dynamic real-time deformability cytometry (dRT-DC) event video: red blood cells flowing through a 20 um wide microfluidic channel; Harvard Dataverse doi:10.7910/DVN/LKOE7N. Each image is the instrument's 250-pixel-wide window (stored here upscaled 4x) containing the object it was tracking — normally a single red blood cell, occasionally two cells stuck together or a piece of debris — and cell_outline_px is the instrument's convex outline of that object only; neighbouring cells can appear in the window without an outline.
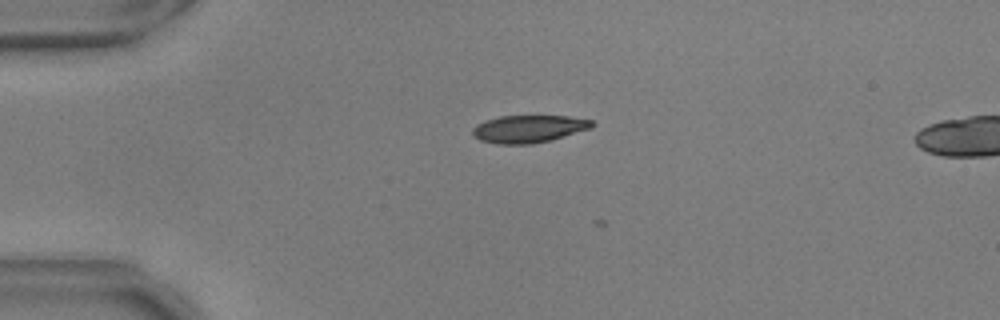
{"species": "common noctule bat (a hibernating species)", "species_latin": "Nyctalus noctula", "temperature_condition": "warm", "stored_images_in_passage": 3, "camera_frame_rate_fps": 3000, "um_per_image_px": 0.085, "animal": {"sex": "male", "body_mass_g": 17.9, "forearm_length_mm": 54.2}, "frame": {"image": 1, "passage_image": 2, "time_ms": 0.333, "image_size_px": [1000, 320], "cell_outline_px": [[596, 124], [592, 128], [552, 140], [532, 144], [496, 144], [480, 140], [472, 136], [472, 128], [476, 124], [500, 116], [568, 116], [592, 120]], "centroid_in_image_um": [44.95, 10.96], "position_along_channel_um": 40.1, "area_um2": 19.31}}